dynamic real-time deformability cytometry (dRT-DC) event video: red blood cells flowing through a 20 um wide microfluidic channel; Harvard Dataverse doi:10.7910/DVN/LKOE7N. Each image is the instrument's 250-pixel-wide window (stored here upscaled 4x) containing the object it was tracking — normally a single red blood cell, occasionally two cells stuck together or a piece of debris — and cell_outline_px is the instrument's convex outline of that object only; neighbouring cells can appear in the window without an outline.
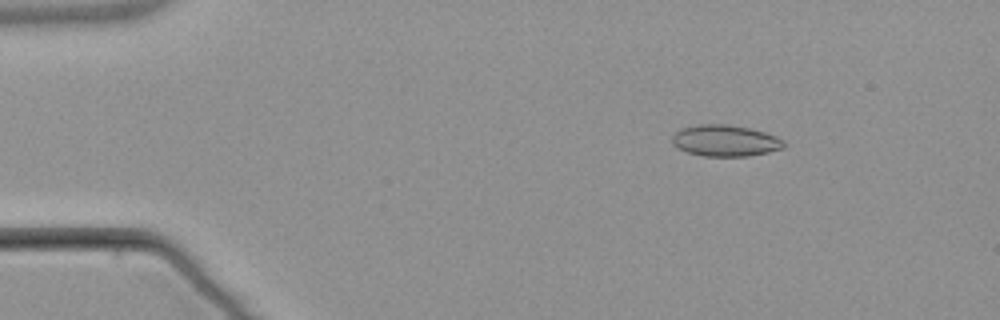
{"species": "common noctule bat (a hibernating species)", "species_latin": "Nyctalus noctula", "temperature_condition": "warm", "stored_images_in_passage": 6, "camera_frame_rate_fps": 3000, "um_per_image_px": 0.085, "animal": {"sex": "male", "body_mass_g": 21.5, "forearm_length_mm": 52.0}, "frame": {"image": 1, "passage_image": 3, "time_ms": 2.333, "image_size_px": [1000, 320], "cell_outline_px": [[784, 148], [768, 152], [748, 156], [704, 156], [688, 152], [676, 148], [672, 144], [672, 136], [680, 128], [700, 124], [728, 124], [748, 128], [764, 132], [776, 136], [784, 140]], "centroid_in_image_um": [61.62, 11.95], "position_along_channel_um": 23.4, "area_um2": 20.46}}
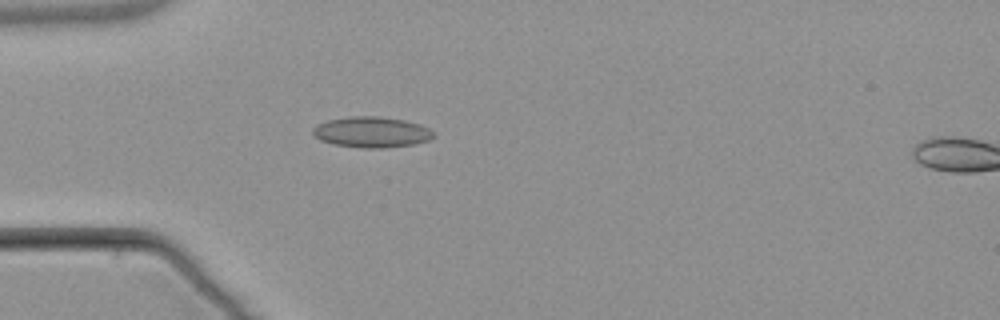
{"frame": {"image": 2, "passage_image": 5, "time_ms": 5.0, "image_size_px": [1000, 320], "cell_outline_px": [[436, 136], [428, 140], [412, 144], [380, 148], [360, 148], [332, 144], [320, 140], [312, 136], [312, 128], [316, 124], [328, 120], [352, 116], [380, 116], [404, 120], [420, 124], [436, 132]], "centroid_in_image_um": [31.56, 11.23], "position_along_channel_um": 53.4, "area_um2": 21.85}}